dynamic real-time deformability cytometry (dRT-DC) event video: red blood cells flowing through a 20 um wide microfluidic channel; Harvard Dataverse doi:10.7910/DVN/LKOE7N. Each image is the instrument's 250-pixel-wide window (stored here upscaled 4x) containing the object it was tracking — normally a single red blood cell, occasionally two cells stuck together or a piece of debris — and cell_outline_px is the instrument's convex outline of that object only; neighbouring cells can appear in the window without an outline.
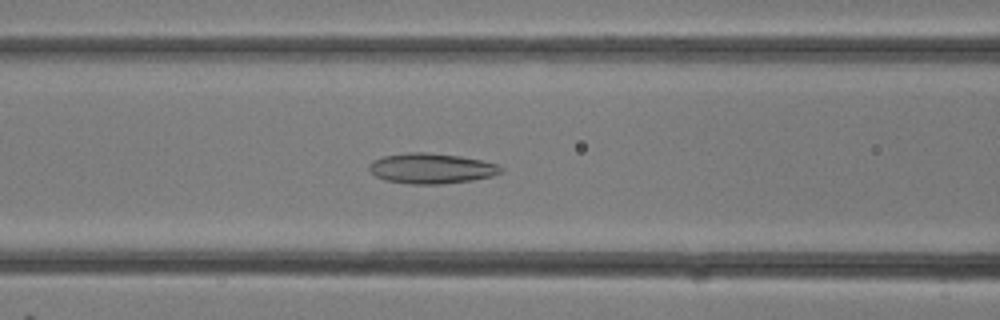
{"species": "common noctule bat (a hibernating species)", "species_latin": "Nyctalus noctula", "temperature_condition": "room temperature", "stored_images_in_passage": 31, "camera_frame_rate_fps": 3000, "um_per_image_px": 0.085, "animal": {"sex": "female"}, "frame": {"image": 1, "passage_image": 13, "time_ms": 4.0, "image_size_px": [1000, 320], "cell_outline_px": [[504, 172], [492, 176], [472, 180], [440, 184], [408, 184], [384, 180], [376, 176], [368, 168], [368, 164], [372, 160], [384, 156], [408, 152], [428, 152], [460, 156], [500, 164], [504, 168]], "centroid_in_image_um": [36.68, 14.31], "position_along_channel_um": 129.9, "area_um2": 23.52}}
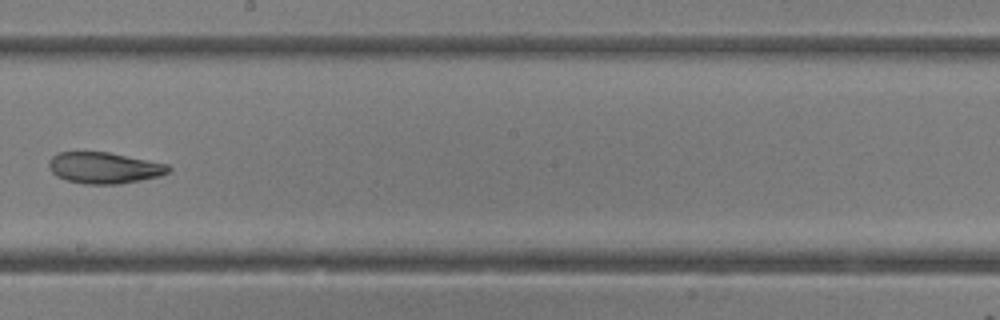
{"frame": {"image": 2, "passage_image": 18, "time_ms": 5.667, "image_size_px": [1000, 320], "cell_outline_px": [[172, 168], [168, 172], [160, 176], [120, 184], [84, 184], [68, 180], [56, 176], [48, 168], [48, 160], [52, 156], [60, 152], [108, 152], [168, 164]], "centroid_in_image_um": [8.84, 14.27], "position_along_channel_um": 239.4, "area_um2": 21.79}}
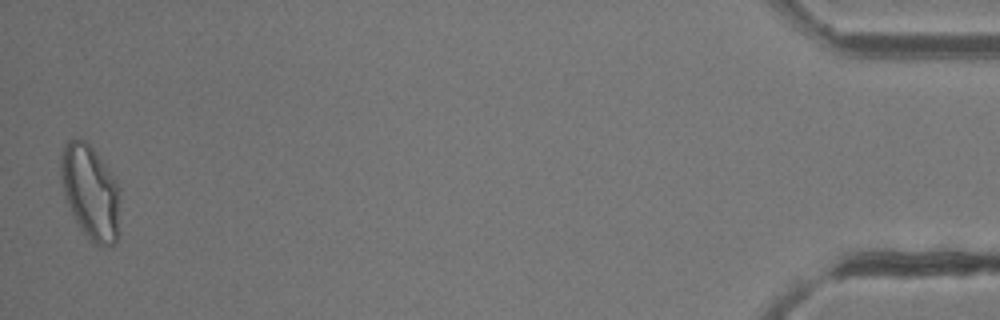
{"frame": {"image": 3, "passage_image": 31, "time_ms": 10.0, "image_size_px": [1000, 320], "cell_outline_px": [[120, 196], [116, 244], [96, 244], [80, 228], [64, 200], [60, 180], [60, 156], [64, 144], [68, 140], [84, 140], [92, 148], [108, 168], [116, 180], [120, 188]], "centroid_in_image_um": [7.65, 16.3], "position_along_channel_um": 427.5, "area_um2": 32.54}}